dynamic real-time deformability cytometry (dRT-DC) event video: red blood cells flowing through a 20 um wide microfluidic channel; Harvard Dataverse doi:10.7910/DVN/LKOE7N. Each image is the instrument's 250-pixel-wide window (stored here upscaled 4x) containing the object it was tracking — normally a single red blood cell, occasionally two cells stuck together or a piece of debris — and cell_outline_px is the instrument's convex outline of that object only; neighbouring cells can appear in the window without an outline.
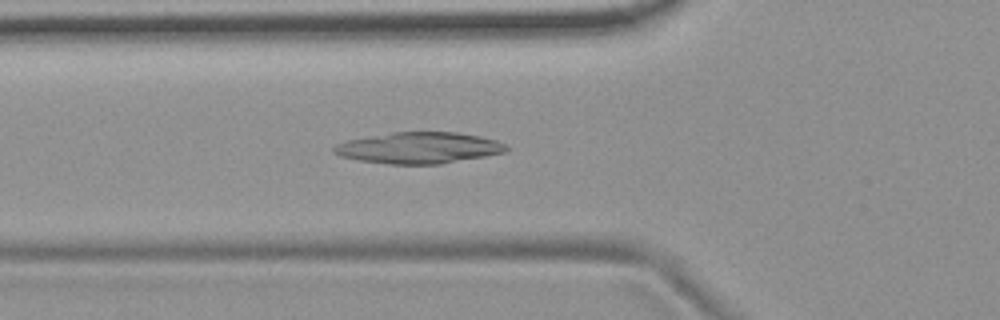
{"species": "common noctule bat (a hibernating species)", "species_latin": "Nyctalus noctula", "temperature_condition": "room temperature", "stored_images_in_passage": 47, "camera_frame_rate_fps": 3000, "um_per_image_px": 0.085, "animal": {"sex": "female", "body_mass_g": 19.9}, "frame": {"image": 1, "passage_image": 18, "time_ms": 5.667, "image_size_px": [1000, 320], "cell_outline_px": [[508, 148], [504, 152], [484, 156], [440, 164], [388, 164], [360, 160], [340, 156], [332, 152], [332, 148], [336, 144], [348, 140], [392, 132], [456, 132], [480, 136], [496, 140], [508, 144]], "centroid_in_image_um": [35.6, 12.56], "position_along_channel_um": 90.2, "area_um2": 31.27}}
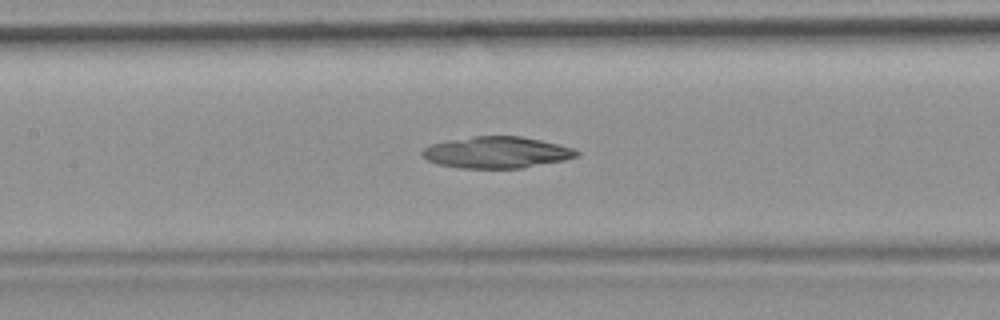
{"frame": {"image": 2, "passage_image": 24, "time_ms": 7.667, "image_size_px": [1000, 320], "cell_outline_px": [[580, 156], [564, 160], [520, 168], [460, 168], [436, 164], [420, 156], [420, 152], [424, 148], [432, 144], [472, 136], [520, 136], [540, 140], [572, 148], [580, 152]], "centroid_in_image_um": [42.19, 12.96], "position_along_channel_um": 165.2, "area_um2": 28.21}}
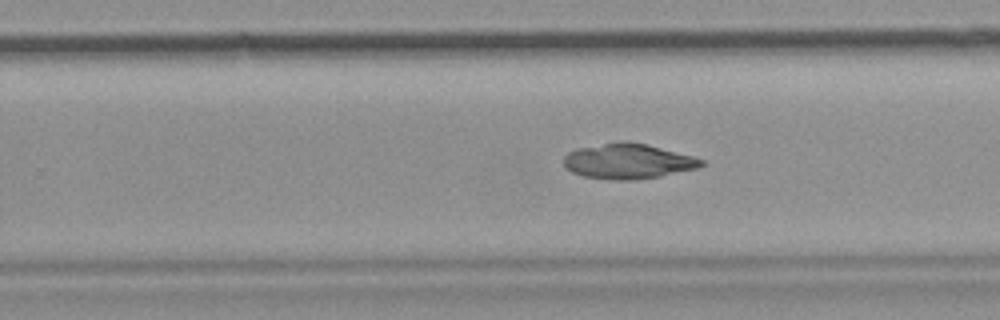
{"frame": {"image": 3, "passage_image": 33, "time_ms": 10.667, "image_size_px": [1000, 320], "cell_outline_px": [[704, 164], [700, 168], [660, 176], [632, 180], [612, 180], [584, 176], [572, 172], [564, 164], [564, 156], [568, 152], [576, 148], [620, 140], [624, 140], [648, 144], [692, 156], [704, 160]], "centroid_in_image_um": [53.39, 13.69], "position_along_channel_um": 276.4, "area_um2": 28.38}}